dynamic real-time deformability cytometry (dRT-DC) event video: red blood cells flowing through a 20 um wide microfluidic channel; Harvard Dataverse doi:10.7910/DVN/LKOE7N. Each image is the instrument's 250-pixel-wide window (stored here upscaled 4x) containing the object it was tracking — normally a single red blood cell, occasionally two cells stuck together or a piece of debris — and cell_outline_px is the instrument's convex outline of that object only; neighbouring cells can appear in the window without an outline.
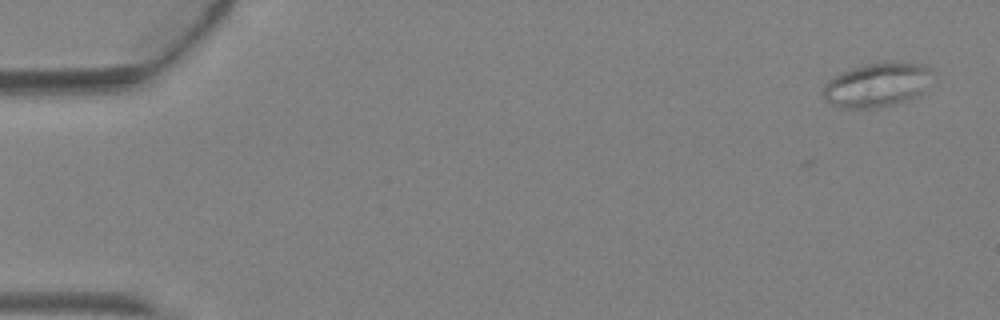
{"species": "Egyptian fruit bat (a non-hibernating species)", "species_latin": "Rousettus aegyptiacus", "temperature_condition": "warm", "stored_images_in_passage": 5, "segment_of_instrument_passage": [2, 2], "camera_frame_rate_fps": 3000, "um_per_image_px": 0.085, "animal": {"sex": "female"}, "frame": {"image": 1, "passage_image": 5, "time_ms": 1.333, "image_size_px": [1000, 320], "cell_outline_px": [[932, 72], [924, 92], [908, 100], [892, 104], [872, 108], [844, 108], [832, 104], [824, 100], [824, 84], [828, 80], [840, 72], [864, 64], [880, 60], [888, 60], [924, 64], [932, 68]], "centroid_in_image_um": [74.56, 7.17], "position_along_channel_um": 10.4, "area_um2": 28.55}}